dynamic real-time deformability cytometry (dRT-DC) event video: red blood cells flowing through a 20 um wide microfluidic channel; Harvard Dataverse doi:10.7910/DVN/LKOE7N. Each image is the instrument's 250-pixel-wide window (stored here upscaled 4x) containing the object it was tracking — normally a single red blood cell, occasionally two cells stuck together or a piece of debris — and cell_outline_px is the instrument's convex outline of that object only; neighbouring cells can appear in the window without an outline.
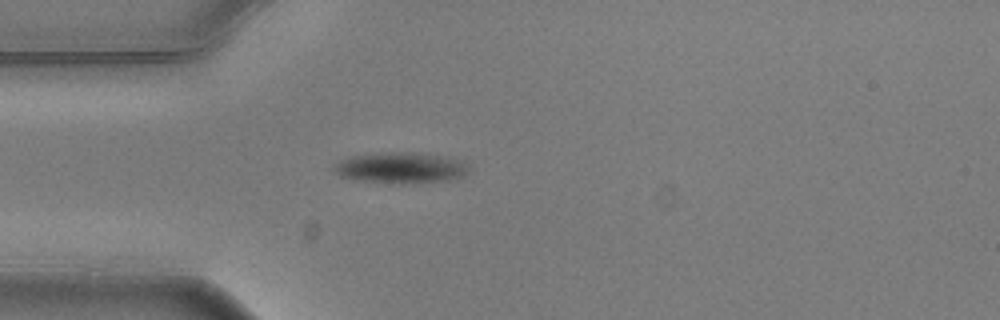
{"species": "common noctule bat (a hibernating species)", "species_latin": "Nyctalus noctula", "temperature_condition": "warm", "stored_images_in_passage": 1, "camera_frame_rate_fps": 3000, "um_per_image_px": 0.085, "animal": {"sex": "male", "body_mass_g": 20.5, "forearm_length_mm": 52.5}, "frame": {"image": 1, "passage_image": 1, "time_ms": 0.0, "image_size_px": [1000, 320], "cell_outline_px": [[468, 172], [464, 176], [452, 180], [400, 184], [364, 180], [340, 176], [332, 168], [344, 156], [376, 152], [412, 152], [440, 156], [460, 160], [468, 164]], "centroid_in_image_um": [34.05, 14.25], "position_along_channel_um": 50.9, "area_um2": 24.45}}